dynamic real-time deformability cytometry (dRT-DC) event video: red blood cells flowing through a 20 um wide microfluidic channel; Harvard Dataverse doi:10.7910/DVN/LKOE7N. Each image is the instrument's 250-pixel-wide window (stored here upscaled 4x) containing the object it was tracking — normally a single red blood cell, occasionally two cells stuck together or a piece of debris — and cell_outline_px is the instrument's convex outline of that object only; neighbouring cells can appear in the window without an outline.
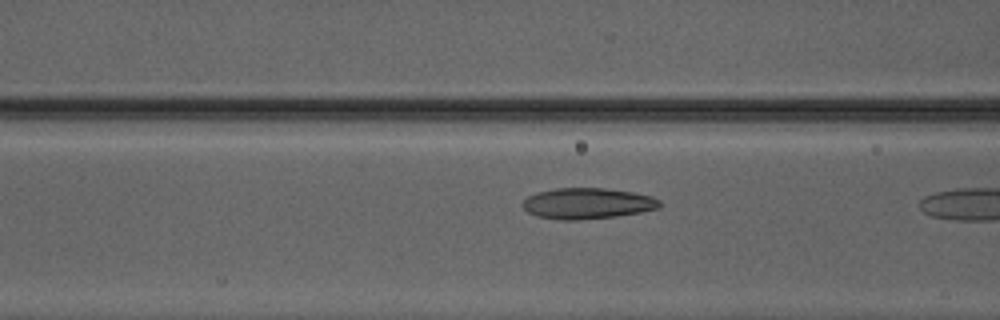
{"species": "Egyptian fruit bat (a non-hibernating species)", "species_latin": "Rousettus aegyptiacus", "temperature_condition": "warm", "stored_images_in_passage": 6, "camera_frame_rate_fps": 3000, "um_per_image_px": 0.085, "animal": {"sex": "male"}, "frame": {"image": 1, "passage_image": 5, "time_ms": 1.333, "image_size_px": [1000, 320], "cell_outline_px": [[660, 208], [640, 212], [616, 216], [580, 220], [560, 220], [536, 216], [528, 212], [520, 204], [528, 196], [536, 192], [556, 188], [604, 188], [632, 192], [652, 196], [660, 200]], "centroid_in_image_um": [49.91, 17.29], "position_along_channel_um": 116.7, "area_um2": 24.8}}